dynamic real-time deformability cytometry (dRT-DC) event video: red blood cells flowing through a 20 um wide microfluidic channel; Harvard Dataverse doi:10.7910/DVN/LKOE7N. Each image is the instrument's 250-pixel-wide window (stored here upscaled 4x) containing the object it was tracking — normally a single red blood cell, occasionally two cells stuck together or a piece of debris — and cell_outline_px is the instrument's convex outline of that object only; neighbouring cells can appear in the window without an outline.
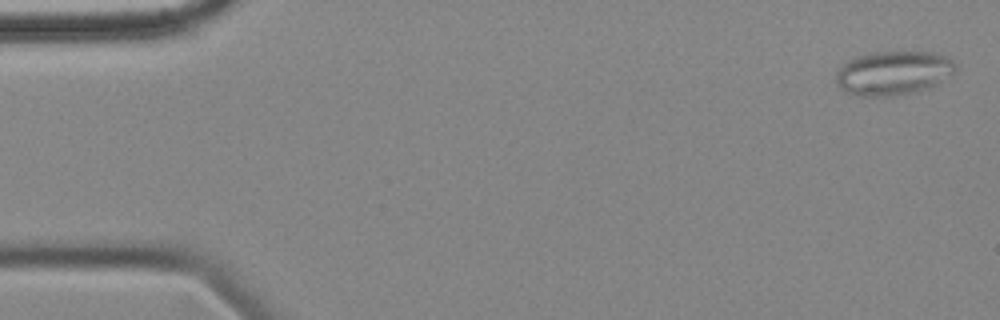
{"species": "common noctule bat (a hibernating species)", "species_latin": "Nyctalus noctula", "temperature_condition": "cold", "stored_images_in_passage": 5, "camera_frame_rate_fps": 3000, "um_per_image_px": 0.085, "animal": {"sex": "female", "body_mass_g": 18.4}, "frame": {"image": 1, "passage_image": 1, "time_ms": 0.0, "image_size_px": [1000, 320], "cell_outline_px": [[956, 68], [952, 72], [932, 88], [892, 96], [856, 96], [844, 92], [836, 84], [836, 72], [840, 64], [852, 56], [872, 52], [932, 52], [948, 56], [956, 64]], "centroid_in_image_um": [75.86, 6.2], "position_along_channel_um": 9.1, "area_um2": 31.15}}
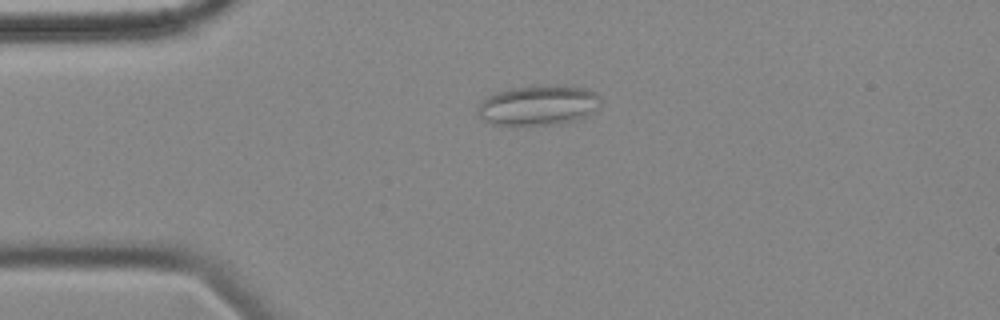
{"frame": {"image": 2, "passage_image": 4, "time_ms": 3.667, "image_size_px": [1000, 320], "cell_outline_px": [[600, 108], [580, 120], [560, 124], [492, 124], [484, 120], [476, 112], [480, 104], [488, 96], [496, 92], [512, 88], [544, 84], [564, 84], [588, 88], [596, 92], [600, 96]], "centroid_in_image_um": [45.86, 8.92], "position_along_channel_um": 39.1, "area_um2": 29.19}}